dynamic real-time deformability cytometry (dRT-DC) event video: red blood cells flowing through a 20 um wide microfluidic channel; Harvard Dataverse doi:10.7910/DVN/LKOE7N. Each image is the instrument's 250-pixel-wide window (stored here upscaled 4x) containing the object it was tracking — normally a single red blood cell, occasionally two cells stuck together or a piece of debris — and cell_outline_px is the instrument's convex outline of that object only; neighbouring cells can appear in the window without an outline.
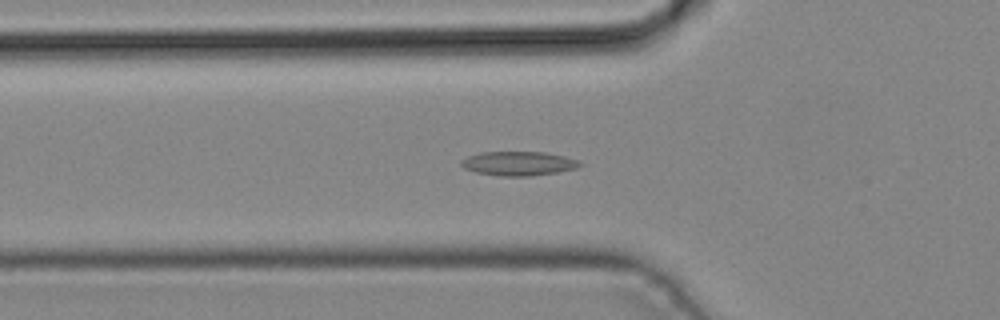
{"species": "common noctule bat (a hibernating species)", "species_latin": "Nyctalus noctula", "temperature_condition": "cold", "stored_images_in_passage": 35, "camera_frame_rate_fps": 3000, "um_per_image_px": 0.085, "animal": {"sex": "male", "body_mass_g": 19.2, "forearm_length_mm": 51.8}, "frame": {"image": 1, "passage_image": 5, "time_ms": 1.333, "image_size_px": [1000, 320], "cell_outline_px": [[584, 164], [576, 168], [556, 172], [532, 176], [500, 176], [476, 172], [464, 168], [460, 164], [460, 160], [468, 156], [480, 152], [544, 152], [564, 156], [580, 160]], "centroid_in_image_um": [44.08, 13.89], "position_along_channel_um": 81.7, "area_um2": 16.76}}
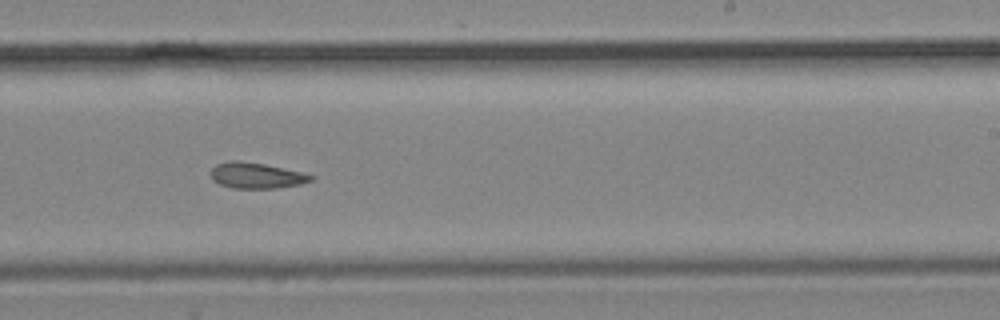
{"frame": {"image": 2, "passage_image": 17, "time_ms": 5.333, "image_size_px": [1000, 320], "cell_outline_px": [[316, 176], [312, 180], [300, 184], [276, 188], [232, 188], [220, 184], [212, 180], [212, 168], [216, 164], [232, 160], [240, 160], [264, 164], [300, 172]], "centroid_in_image_um": [21.77, 14.92], "position_along_channel_um": 267.2, "area_um2": 14.91}}
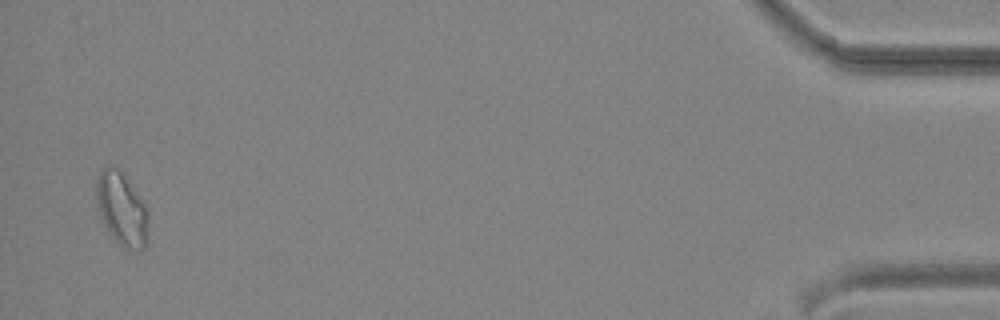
{"frame": {"image": 3, "passage_image": 33, "time_ms": 10.667, "image_size_px": [1000, 320], "cell_outline_px": [[148, 240], [144, 248], [124, 248], [112, 236], [100, 212], [96, 200], [96, 180], [100, 172], [104, 168], [116, 168], [120, 172], [144, 204], [148, 216]], "centroid_in_image_um": [10.36, 17.8], "position_along_channel_um": 424.8, "area_um2": 21.1}}